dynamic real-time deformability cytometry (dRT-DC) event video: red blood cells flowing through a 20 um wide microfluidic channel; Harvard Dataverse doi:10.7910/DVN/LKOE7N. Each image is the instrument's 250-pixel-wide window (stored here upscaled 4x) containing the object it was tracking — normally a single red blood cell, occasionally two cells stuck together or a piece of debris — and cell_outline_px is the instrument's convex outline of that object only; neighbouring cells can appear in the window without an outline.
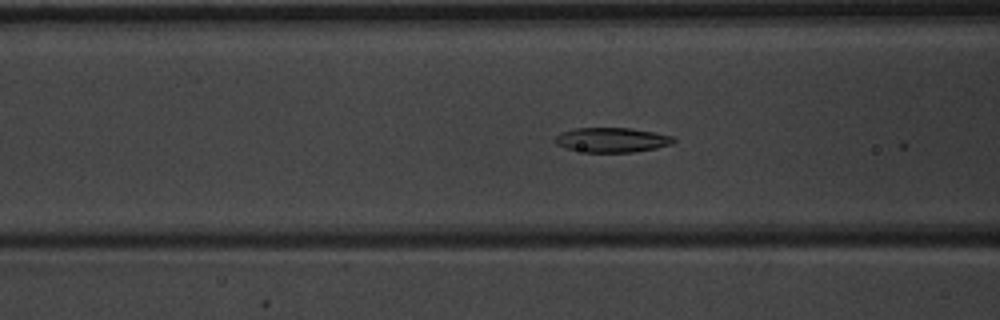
{"species": "common noctule bat (a hibernating species)", "species_latin": "Nyctalus noctula", "temperature_condition": "warm", "stored_images_in_passage": 7, "camera_frame_rate_fps": 3000, "um_per_image_px": 0.085, "animal": {"sex": "male", "body_mass_g": 20.1, "forearm_length_mm": 53.5}, "frame": {"image": 1, "passage_image": 5, "time_ms": 1.333, "image_size_px": [1000, 320], "cell_outline_px": [[676, 140], [672, 144], [656, 148], [632, 152], [588, 152], [568, 148], [556, 144], [552, 140], [556, 136], [564, 132], [576, 128], [628, 128], [676, 136]], "centroid_in_image_um": [52.05, 11.89], "position_along_channel_um": 114.6, "area_um2": 16.88}}